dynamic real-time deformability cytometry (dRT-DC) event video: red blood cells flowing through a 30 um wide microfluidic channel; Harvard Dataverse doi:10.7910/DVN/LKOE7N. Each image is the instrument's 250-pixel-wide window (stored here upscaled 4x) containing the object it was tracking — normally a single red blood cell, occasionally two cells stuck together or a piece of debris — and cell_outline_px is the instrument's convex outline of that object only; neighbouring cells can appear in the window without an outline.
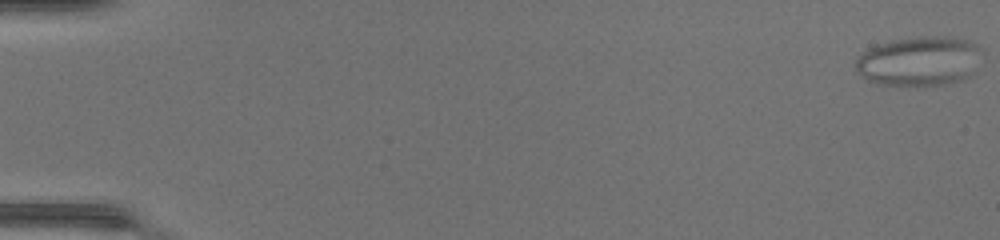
{"species": "common noctule bat (a hibernating species)", "species_latin": "Nyctalus noctula", "temperature_condition": "warm", "stored_images_in_passage": 44, "camera_frame_rate_fps": 3000, "um_per_image_px": 0.085, "animal": {"sex": "female", "body_mass_g": 17.0, "forearm_length_mm": 48.0}, "frame": {"image": 1, "passage_image": 1, "time_ms": 0.0, "image_size_px": [1000, 240], "cell_outline_px": [[976, 48], [968, 76], [960, 80], [948, 84], [876, 84], [868, 80], [856, 72], [856, 60], [864, 52], [872, 48], [896, 40], [920, 36], [944, 36], [968, 40], [976, 44]], "centroid_in_image_um": [78.03, 5.19], "position_along_channel_um": 7.0, "area_um2": 34.62}}
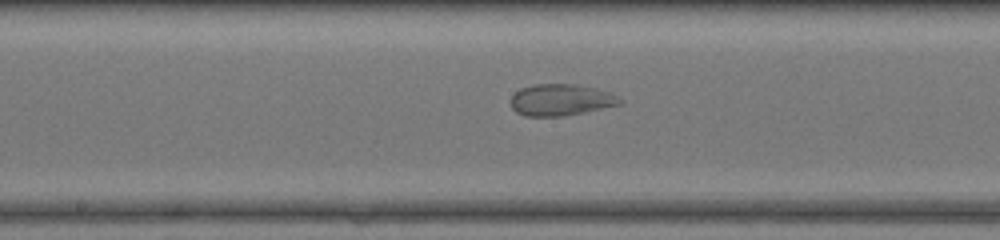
{"frame": {"image": 2, "passage_image": 27, "time_ms": 8.667, "image_size_px": [1000, 240], "cell_outline_px": [[624, 100], [620, 104], [584, 112], [564, 116], [524, 116], [516, 112], [512, 108], [512, 96], [520, 88], [536, 84], [572, 84], [592, 88], [608, 92]], "centroid_in_image_um": [47.64, 8.5], "position_along_channel_um": 200.6, "area_um2": 19.77}}
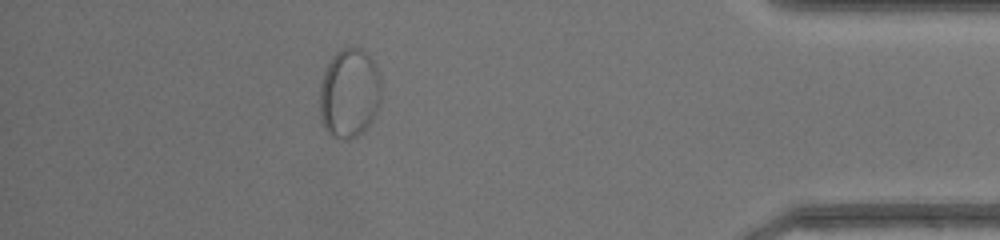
{"frame": {"image": 3, "passage_image": 44, "time_ms": 14.333, "image_size_px": [1000, 240], "cell_outline_px": [[380, 104], [372, 120], [364, 132], [348, 140], [344, 140], [332, 136], [324, 128], [320, 120], [320, 84], [324, 72], [332, 56], [340, 48], [360, 48], [376, 64], [380, 76]], "centroid_in_image_um": [29.69, 7.95], "position_along_channel_um": 405.5, "area_um2": 32.31}}